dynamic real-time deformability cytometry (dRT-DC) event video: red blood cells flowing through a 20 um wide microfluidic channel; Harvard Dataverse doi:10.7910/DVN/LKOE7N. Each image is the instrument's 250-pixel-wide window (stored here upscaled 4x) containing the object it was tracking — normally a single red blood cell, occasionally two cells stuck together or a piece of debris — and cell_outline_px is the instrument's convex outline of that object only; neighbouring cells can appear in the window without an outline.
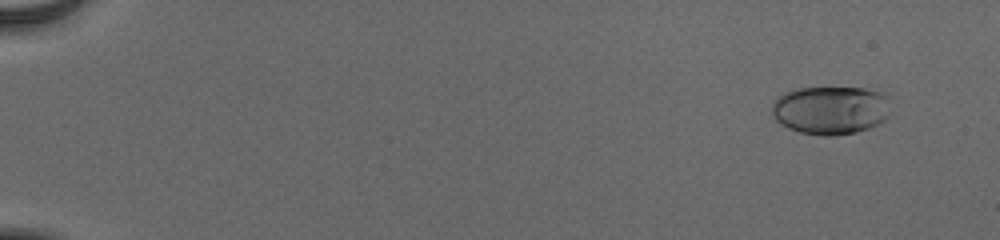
{"species": "human", "species_latin": "Homo sapiens", "temperature_condition": "cold", "stored_images_in_passage": 56, "camera_frame_rate_fps": 3000, "um_per_image_px": 0.085, "donor": {"sex": "male"}, "frame": {"image": 1, "passage_image": 5, "time_ms": 1.333, "image_size_px": [1000, 240], "cell_outline_px": [[888, 116], [884, 120], [868, 128], [856, 132], [836, 136], [824, 136], [800, 132], [788, 128], [780, 124], [772, 116], [772, 104], [784, 92], [796, 88], [864, 88], [880, 92], [888, 96]], "centroid_in_image_um": [70.58, 9.36], "position_along_channel_um": 14.4, "area_um2": 33.52}}
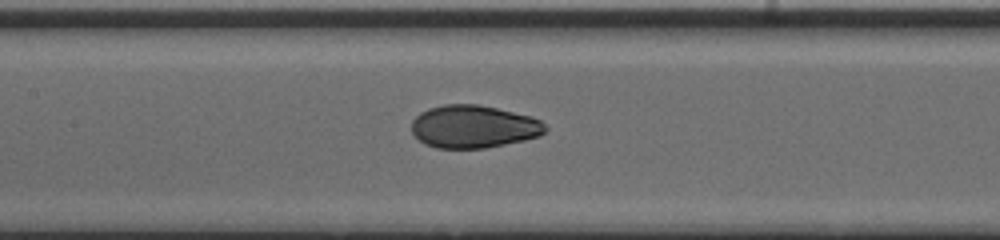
{"frame": {"image": 2, "passage_image": 30, "time_ms": 9.667, "image_size_px": [1000, 240], "cell_outline_px": [[548, 128], [540, 136], [524, 140], [484, 148], [436, 148], [424, 144], [412, 132], [412, 120], [420, 112], [428, 108], [444, 104], [476, 104], [496, 108], [532, 116], [540, 120]], "centroid_in_image_um": [40.25, 10.76], "position_along_channel_um": 167.2, "area_um2": 33.35}}
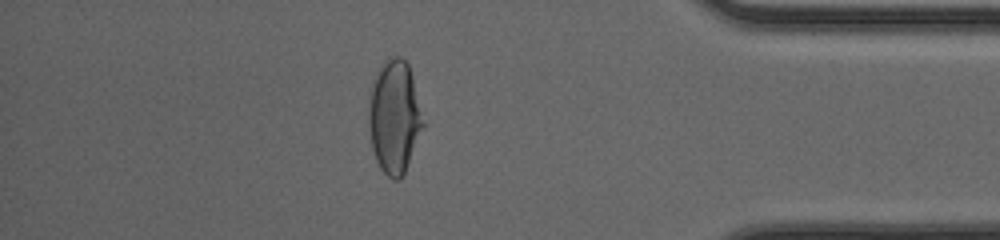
{"frame": {"image": 3, "passage_image": 50, "time_ms": 16.333, "image_size_px": [1000, 240], "cell_outline_px": [[424, 124], [404, 172], [400, 180], [392, 180], [380, 168], [376, 160], [372, 148], [368, 124], [368, 92], [372, 80], [380, 64], [388, 56], [400, 56], [408, 64]], "centroid_in_image_um": [33.46, 9.89], "position_along_channel_um": 401.7, "area_um2": 35.78}, "authors_computed_cell_mechanics": {"area_um2": 33.7841, "velocity_mm_per_s": 3.8962, "shape_relaxation_time_tau1_ms": 4.9889, "shape_relaxation_time_tau2_ms": 0.7056, "deformation_change_tau1": 0.1811, "deformation_change_tau2": 0.0444}}